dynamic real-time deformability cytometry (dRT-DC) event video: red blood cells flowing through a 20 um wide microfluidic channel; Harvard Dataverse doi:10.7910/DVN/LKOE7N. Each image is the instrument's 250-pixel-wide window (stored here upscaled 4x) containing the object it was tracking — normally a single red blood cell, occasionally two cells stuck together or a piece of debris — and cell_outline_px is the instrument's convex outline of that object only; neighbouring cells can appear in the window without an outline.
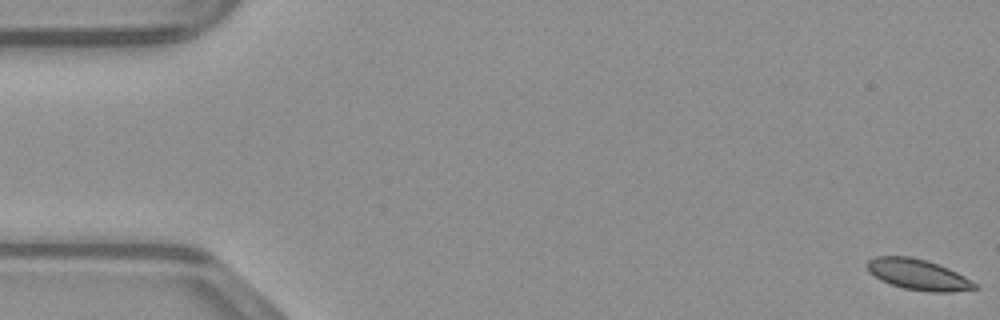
{"species": "common noctule bat (a hibernating species)", "species_latin": "Nyctalus noctula", "temperature_condition": "warm", "stored_images_in_passage": 15, "camera_frame_rate_fps": 3000, "um_per_image_px": 0.085, "animal": {"sex": "male", "body_mass_g": 23.1, "forearm_length_mm": 52.7}, "frame": {"image": 1, "passage_image": 1, "time_ms": 0.0, "image_size_px": [1000, 320], "cell_outline_px": [[980, 288], [952, 292], [932, 292], [904, 288], [880, 280], [868, 272], [864, 264], [868, 260], [876, 256], [912, 256], [948, 268], [980, 284]], "centroid_in_image_um": [78.04, 23.34], "position_along_channel_um": 7.0, "area_um2": 19.42}}
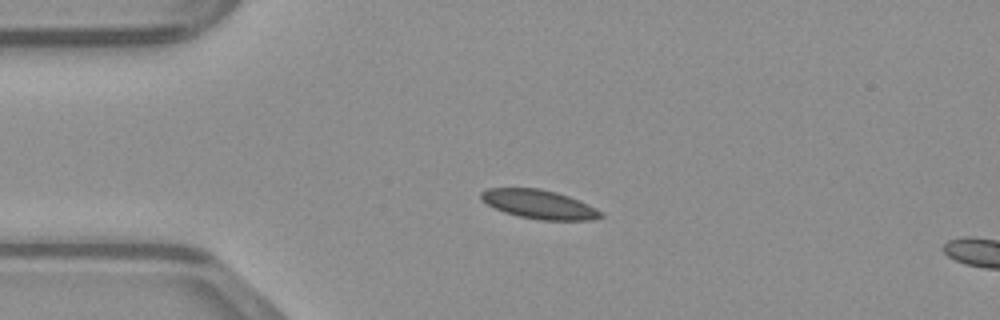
{"frame": {"image": 2, "passage_image": 12, "time_ms": 3.667, "image_size_px": [1000, 320], "cell_outline_px": [[604, 216], [592, 220], [540, 220], [520, 216], [504, 212], [480, 200], [480, 192], [488, 188], [540, 188], [556, 192], [568, 196], [588, 204], [604, 212]], "centroid_in_image_um": [45.84, 17.36], "position_along_channel_um": 39.2, "area_um2": 20.17}}